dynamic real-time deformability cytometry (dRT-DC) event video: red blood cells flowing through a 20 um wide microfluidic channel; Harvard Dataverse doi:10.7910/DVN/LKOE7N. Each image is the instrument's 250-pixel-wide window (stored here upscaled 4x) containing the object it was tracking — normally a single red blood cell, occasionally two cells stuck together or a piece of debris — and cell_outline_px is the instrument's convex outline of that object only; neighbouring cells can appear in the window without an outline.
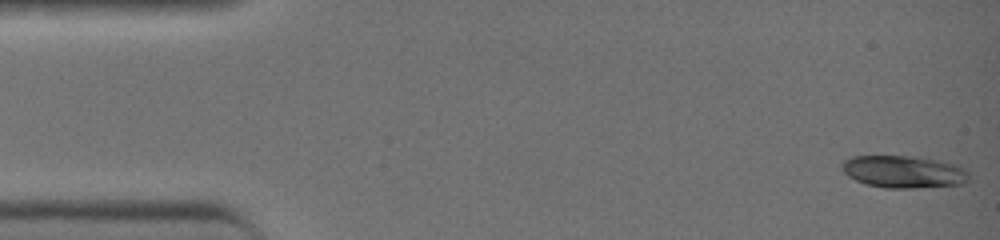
{"species": "common noctule bat (a hibernating species)", "species_latin": "Nyctalus noctula", "temperature_condition": "warm", "stored_images_in_passage": 42, "camera_frame_rate_fps": 3000, "um_per_image_px": 0.085, "animal": {"sex": "female", "body_mass_g": 19.0, "forearm_length_mm": 51.5}, "frame": {"image": 1, "passage_image": 1, "time_ms": 0.0, "image_size_px": [1000, 240], "cell_outline_px": [[968, 180], [964, 184], [916, 188], [884, 188], [864, 184], [848, 176], [840, 168], [840, 164], [844, 160], [852, 156], [916, 156], [940, 160], [964, 168], [968, 172]], "centroid_in_image_um": [76.78, 14.6], "position_along_channel_um": 8.2, "area_um2": 24.16}}
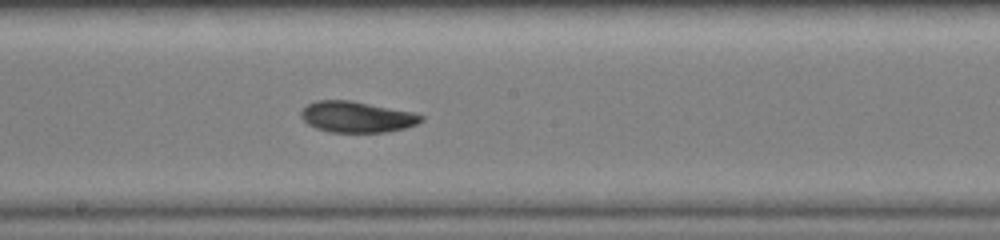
{"frame": {"image": 2, "passage_image": 23, "time_ms": 7.333, "image_size_px": [1000, 240], "cell_outline_px": [[424, 120], [416, 124], [404, 128], [388, 132], [328, 132], [316, 128], [308, 124], [300, 116], [300, 112], [308, 104], [316, 100], [352, 100], [416, 112], [424, 116]], "centroid_in_image_um": [30.36, 9.93], "position_along_channel_um": 217.8, "area_um2": 21.96}}
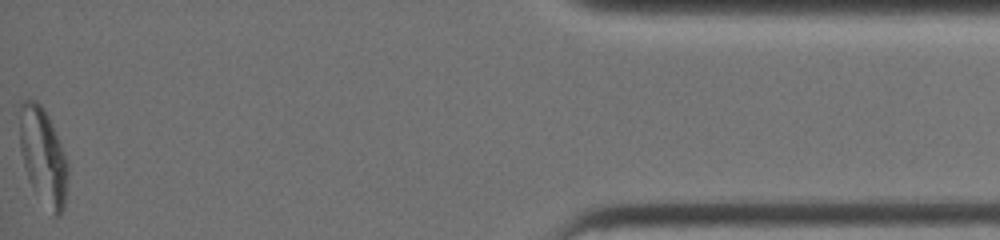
{"frame": {"image": 3, "passage_image": 42, "time_ms": 13.667, "image_size_px": [1000, 240], "cell_outline_px": [[68, 176], [64, 208], [60, 216], [52, 216], [28, 180], [20, 152], [20, 104], [24, 100], [36, 100], [40, 104], [48, 116], [68, 160]], "centroid_in_image_um": [3.68, 13.32], "position_along_channel_um": 431.5, "area_um2": 27.22}, "authors_computed_cell_mechanics": {"area_um2": 22.3686, "velocity_mm_per_s": 4.5771, "shape_relaxation_time_tau1_ms": 6.5557, "shape_relaxation_time_tau2_ms": 1.5775, "deformation_change_tau1": 0.1944, "deformation_change_tau2": 0.0404}}